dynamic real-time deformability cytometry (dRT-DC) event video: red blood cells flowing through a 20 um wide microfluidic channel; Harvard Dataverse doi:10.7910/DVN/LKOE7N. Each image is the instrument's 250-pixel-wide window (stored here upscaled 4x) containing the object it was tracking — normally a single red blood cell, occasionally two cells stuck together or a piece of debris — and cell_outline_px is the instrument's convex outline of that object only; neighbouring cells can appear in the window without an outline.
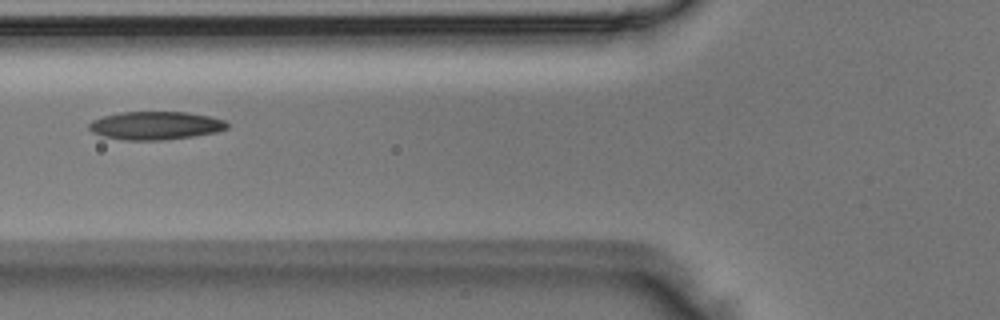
{"species": "Egyptian fruit bat (a non-hibernating species)", "species_latin": "Rousettus aegyptiacus", "temperature_condition": "room temperature", "stored_images_in_passage": 3, "camera_frame_rate_fps": 3000, "um_per_image_px": 0.085, "animal": {"sex": "male"}, "frame": {"image": 1, "passage_image": 3, "time_ms": 0.667, "image_size_px": [1000, 320], "cell_outline_px": [[228, 128], [216, 132], [196, 136], [164, 140], [124, 140], [104, 136], [92, 132], [88, 128], [88, 124], [92, 120], [104, 116], [120, 112], [188, 112], [208, 116], [224, 120], [228, 124]], "centroid_in_image_um": [13.22, 10.67], "position_along_channel_um": 112.6, "area_um2": 22.72}}